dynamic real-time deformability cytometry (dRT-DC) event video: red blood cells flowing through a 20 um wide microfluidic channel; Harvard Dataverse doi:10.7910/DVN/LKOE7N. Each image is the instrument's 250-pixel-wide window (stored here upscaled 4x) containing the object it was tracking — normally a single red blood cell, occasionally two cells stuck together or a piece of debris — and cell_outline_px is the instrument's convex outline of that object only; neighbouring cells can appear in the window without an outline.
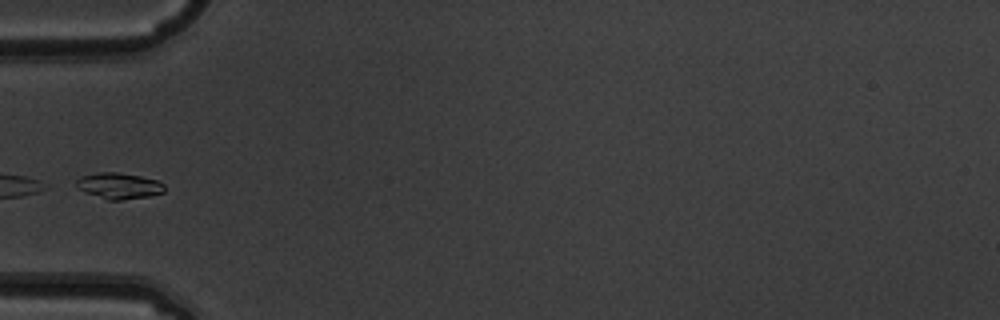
{"species": "common noctule bat (a hibernating species)", "species_latin": "Nyctalus noctula", "temperature_condition": "warm", "stored_images_in_passage": 4, "segment_of_instrument_passage": [2, 2], "camera_frame_rate_fps": 3000, "um_per_image_px": 0.085, "animal": {"sex": "male", "body_mass_g": 19.5, "forearm_length_mm": 54.6}, "frame": {"image": 1, "passage_image": 4, "time_ms": 1.0, "image_size_px": [1000, 320], "cell_outline_px": [[164, 192], [148, 196], [120, 200], [108, 200], [84, 192], [76, 188], [76, 180], [80, 176], [96, 172], [116, 172], [140, 176], [156, 180], [164, 184]], "centroid_in_image_um": [10.06, 15.79], "position_along_channel_um": 74.9, "area_um2": 13.41}}